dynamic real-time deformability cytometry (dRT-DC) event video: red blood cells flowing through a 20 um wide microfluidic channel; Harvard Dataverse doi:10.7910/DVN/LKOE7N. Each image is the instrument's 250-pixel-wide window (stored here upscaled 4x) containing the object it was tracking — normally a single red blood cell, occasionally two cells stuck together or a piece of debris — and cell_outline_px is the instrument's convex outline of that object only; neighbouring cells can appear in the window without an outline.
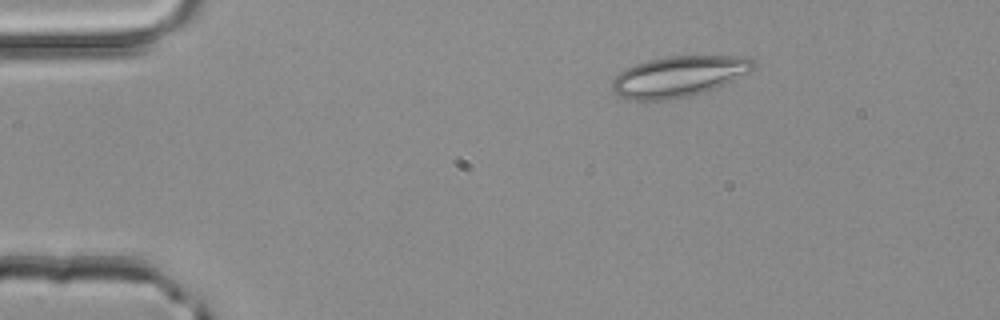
{"species": "common noctule bat (a hibernating species)", "species_latin": "Nyctalus noctula", "temperature_condition": "room temperature", "stored_images_in_passage": 4, "camera_frame_rate_fps": 3000, "um_per_image_px": 0.085, "animal": {"sex": "male", "body_mass_g": 20.4}, "frame": {"image": 1, "passage_image": 4, "time_ms": 1.0, "image_size_px": [1000, 320], "cell_outline_px": [[756, 64], [748, 72], [716, 88], [704, 92], [672, 100], [632, 100], [620, 96], [612, 92], [612, 80], [624, 68], [648, 60], [664, 56], [748, 56]], "centroid_in_image_um": [57.66, 6.5], "position_along_channel_um": 27.3, "area_um2": 33.58}}